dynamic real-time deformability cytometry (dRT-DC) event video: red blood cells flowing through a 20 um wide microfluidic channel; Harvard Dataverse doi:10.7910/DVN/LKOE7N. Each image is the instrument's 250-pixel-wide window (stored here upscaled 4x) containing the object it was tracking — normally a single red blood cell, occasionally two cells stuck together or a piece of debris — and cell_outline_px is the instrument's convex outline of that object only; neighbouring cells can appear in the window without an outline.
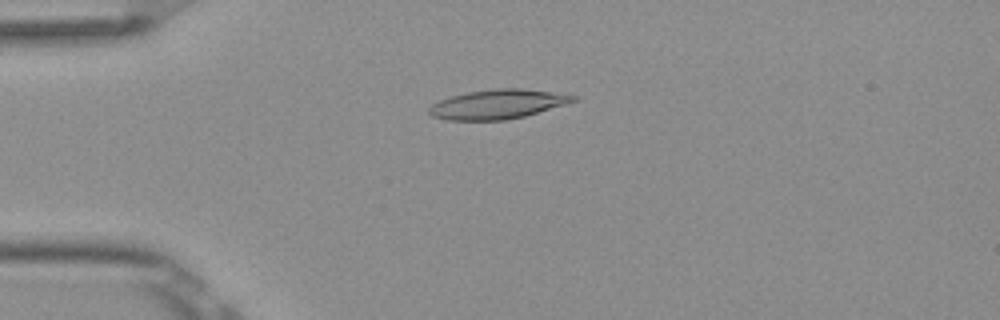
{"species": "Egyptian fruit bat (a non-hibernating species)", "species_latin": "Rousettus aegyptiacus", "temperature_condition": "room temperature", "stored_images_in_passage": 5, "camera_frame_rate_fps": 3000, "um_per_image_px": 0.085, "frame": {"image": 1, "passage_image": 4, "time_ms": 1.0, "image_size_px": [1000, 320], "cell_outline_px": [[580, 96], [576, 100], [564, 104], [524, 116], [508, 120], [448, 120], [432, 116], [428, 112], [428, 108], [432, 104], [440, 100], [452, 96], [468, 92], [496, 88], [520, 88], [552, 92]], "centroid_in_image_um": [42.28, 8.86], "position_along_channel_um": 42.7, "area_um2": 24.45}}